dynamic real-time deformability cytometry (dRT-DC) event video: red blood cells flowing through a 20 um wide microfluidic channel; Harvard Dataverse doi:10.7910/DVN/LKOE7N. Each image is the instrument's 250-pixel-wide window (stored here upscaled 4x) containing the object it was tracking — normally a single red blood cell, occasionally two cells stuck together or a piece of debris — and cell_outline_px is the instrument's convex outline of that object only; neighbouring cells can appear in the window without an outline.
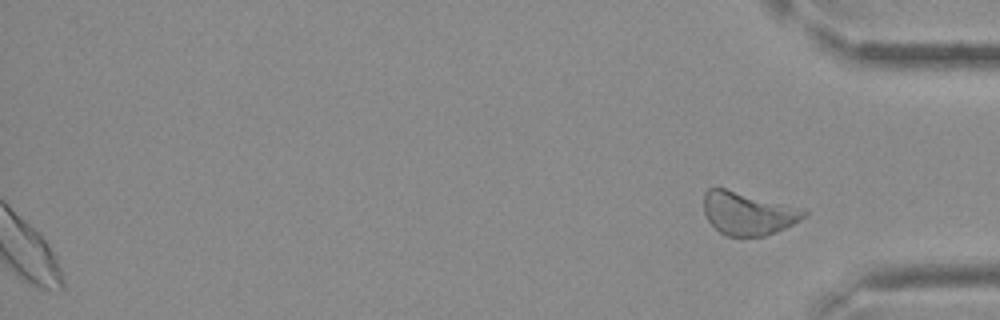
{"species": "Egyptian fruit bat (a non-hibernating species)", "species_latin": "Rousettus aegyptiacus", "temperature_condition": "cold", "stored_images_in_passage": 34, "segment_of_instrument_passage": [2, 2], "camera_frame_rate_fps": 3000, "um_per_image_px": 0.085, "frame": {"image": 1, "passage_image": 34, "time_ms": 11.0, "image_size_px": [1000, 320], "cell_outline_px": [[808, 212], [800, 220], [776, 232], [764, 236], [728, 236], [720, 232], [708, 220], [704, 212], [704, 192], [708, 188], [724, 188]], "centroid_in_image_um": [63.48, 18.16], "position_along_channel_um": 371.7, "area_um2": 24.1}}